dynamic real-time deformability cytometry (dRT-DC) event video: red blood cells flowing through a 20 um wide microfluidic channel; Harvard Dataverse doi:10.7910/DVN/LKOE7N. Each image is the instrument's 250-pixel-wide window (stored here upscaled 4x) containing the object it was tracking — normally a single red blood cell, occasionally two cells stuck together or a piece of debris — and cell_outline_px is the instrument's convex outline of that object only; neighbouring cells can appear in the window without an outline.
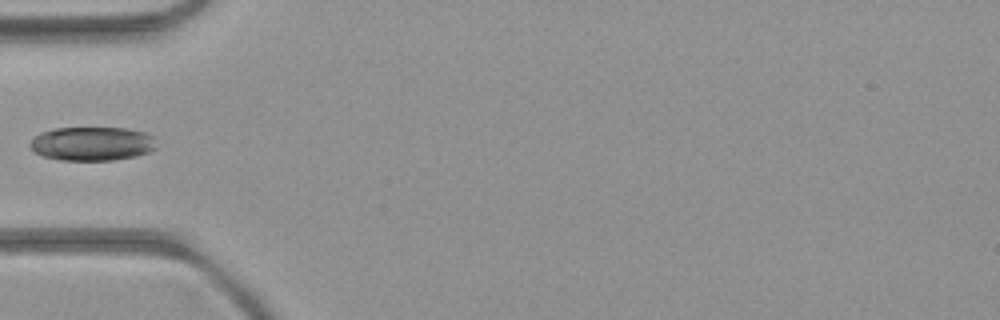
{"species": "common noctule bat (a hibernating species)", "species_latin": "Nyctalus noctula", "temperature_condition": "room temperature", "stored_images_in_passage": 3, "camera_frame_rate_fps": 3000, "um_per_image_px": 0.085, "animal": {"sex": "female", "body_mass_g": 21.9}, "frame": {"image": 1, "passage_image": 2, "time_ms": 1.333, "image_size_px": [1000, 320], "cell_outline_px": [[156, 148], [148, 152], [136, 156], [112, 160], [60, 160], [44, 156], [36, 152], [28, 144], [40, 132], [56, 128], [124, 128], [144, 132], [152, 136]], "centroid_in_image_um": [7.82, 12.21], "position_along_channel_um": 77.2, "area_um2": 24.74}}
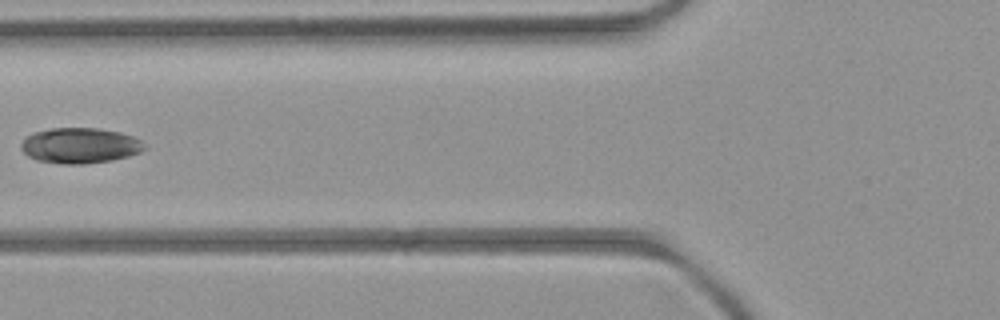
{"frame": {"image": 2, "passage_image": 3, "time_ms": 2.333, "image_size_px": [1000, 320], "cell_outline_px": [[148, 148], [140, 152], [128, 156], [112, 160], [84, 164], [64, 164], [36, 160], [28, 156], [20, 148], [20, 144], [32, 132], [52, 128], [96, 128], [120, 132], [132, 136], [140, 140]], "centroid_in_image_um": [6.8, 12.37], "position_along_channel_um": 119.0, "area_um2": 25.55}}